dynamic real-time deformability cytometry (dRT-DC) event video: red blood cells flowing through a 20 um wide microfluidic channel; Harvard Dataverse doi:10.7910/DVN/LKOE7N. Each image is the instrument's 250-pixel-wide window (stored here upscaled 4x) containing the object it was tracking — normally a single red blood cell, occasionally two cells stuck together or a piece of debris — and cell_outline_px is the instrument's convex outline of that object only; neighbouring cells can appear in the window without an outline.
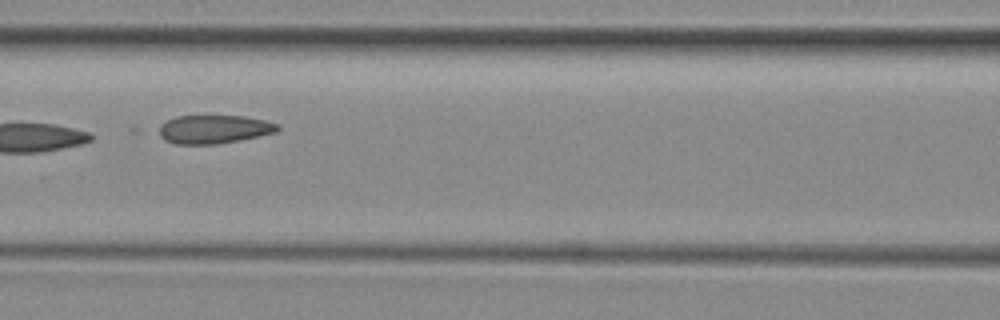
{"species": "common noctule bat (a hibernating species)", "species_latin": "Nyctalus noctula", "temperature_condition": "room temperature", "stored_images_in_passage": 8, "camera_frame_rate_fps": 3000, "um_per_image_px": 0.085, "animal": {"sex": "female", "body_mass_g": 29.2, "forearm_length_mm": 56.3}, "frame": {"image": 1, "passage_image": 5, "time_ms": 4.667, "image_size_px": [1000, 320], "cell_outline_px": [[280, 128], [276, 132], [260, 136], [240, 140], [216, 144], [176, 144], [164, 140], [160, 136], [160, 124], [176, 116], [244, 116], [264, 120], [280, 124]], "centroid_in_image_um": [18.21, 10.99], "position_along_channel_um": 148.4, "area_um2": 19.71}}
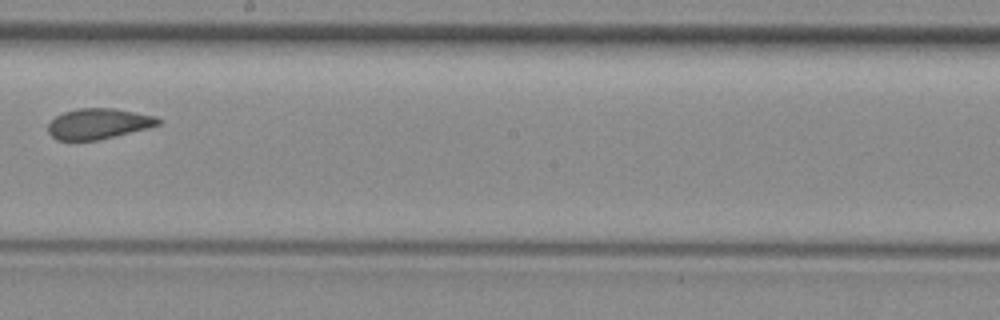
{"frame": {"image": 2, "passage_image": 7, "time_ms": 7.0, "image_size_px": [1000, 320], "cell_outline_px": [[160, 124], [148, 128], [100, 140], [56, 140], [48, 132], [48, 124], [56, 116], [64, 112], [76, 108], [112, 108], [156, 116], [160, 120]], "centroid_in_image_um": [8.35, 10.52], "position_along_channel_um": 239.8, "area_um2": 19.59}}
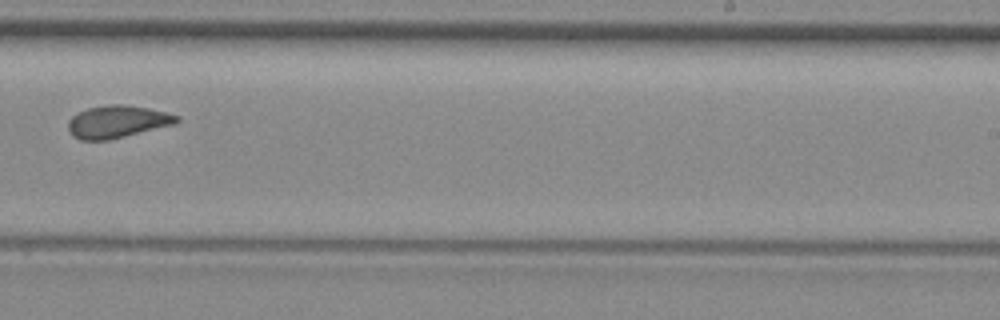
{"frame": {"image": 3, "passage_image": 8, "time_ms": 8.0, "image_size_px": [1000, 320], "cell_outline_px": [[180, 120], [172, 124], [108, 140], [80, 140], [72, 136], [68, 128], [68, 120], [72, 116], [88, 108], [108, 104], [124, 104], [148, 108], [180, 116]], "centroid_in_image_um": [9.92, 10.34], "position_along_channel_um": 279.1, "area_um2": 20.23}}